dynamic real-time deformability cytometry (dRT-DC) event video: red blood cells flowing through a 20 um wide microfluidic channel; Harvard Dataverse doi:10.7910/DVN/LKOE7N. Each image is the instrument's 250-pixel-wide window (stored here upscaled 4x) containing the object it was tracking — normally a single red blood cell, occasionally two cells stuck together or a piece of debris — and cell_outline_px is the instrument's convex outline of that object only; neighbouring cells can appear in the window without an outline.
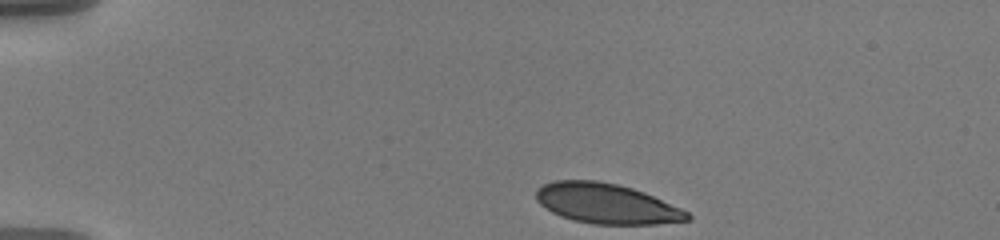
{"species": "human", "species_latin": "Homo sapiens", "temperature_condition": "warm", "stored_images_in_passage": 46, "camera_frame_rate_fps": 3000, "um_per_image_px": 0.085, "donor": {"sex": "male"}, "frame": {"image": 1, "passage_image": 1, "time_ms": 0.0, "image_size_px": [1000, 240], "cell_outline_px": [[692, 220], [656, 224], [592, 224], [572, 220], [560, 216], [552, 212], [540, 204], [536, 200], [536, 188], [544, 184], [556, 180], [596, 180], [616, 184], [632, 188], [644, 192], [680, 208], [688, 212], [692, 216]], "centroid_in_image_um": [51.54, 17.31], "position_along_channel_um": 33.5, "area_um2": 35.37}}
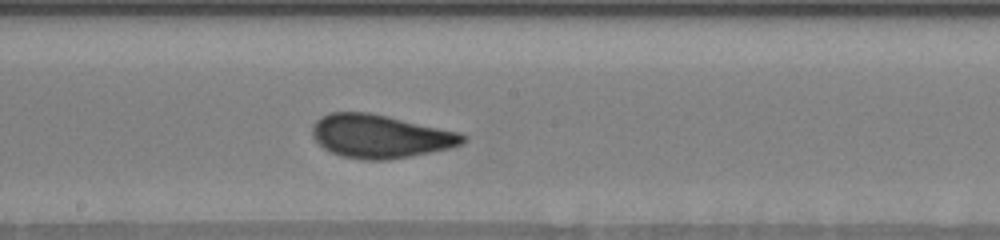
{"frame": {"image": 2, "passage_image": 22, "time_ms": 7.0, "image_size_px": [1000, 240], "cell_outline_px": [[468, 140], [460, 144], [448, 148], [388, 160], [364, 160], [344, 156], [332, 152], [324, 148], [312, 136], [312, 124], [320, 116], [328, 112], [368, 112], [388, 116], [460, 132], [468, 136]], "centroid_in_image_um": [32.3, 11.56], "position_along_channel_um": 215.9, "area_um2": 37.92}}
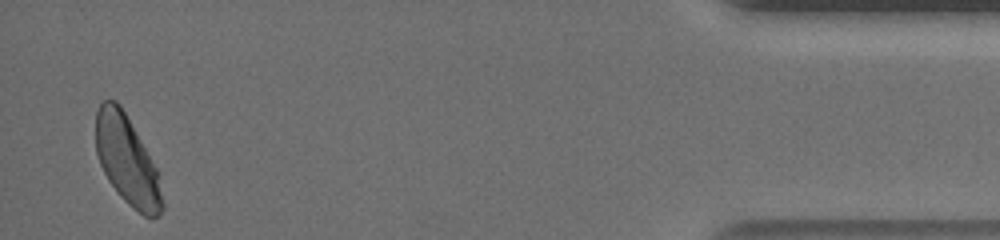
{"frame": {"image": 3, "passage_image": 45, "time_ms": 14.667, "image_size_px": [1000, 240], "cell_outline_px": [[164, 208], [156, 216], [144, 216], [128, 204], [120, 196], [108, 180], [100, 164], [96, 152], [96, 112], [100, 104], [104, 100], [116, 100], [120, 104], [156, 168], [164, 204]], "centroid_in_image_um": [10.78, 13.63], "position_along_channel_um": 424.4, "area_um2": 33.81}, "authors_computed_cell_mechanics": {"area_um2": 36.9342, "velocity_mm_per_s": 3.5921, "shape_relaxation_time_tau1_ms": 4.6836, "shape_relaxation_time_tau2_ms": null, "deformation_change_tau1": 0.1368, "deformation_change_tau2": null}}